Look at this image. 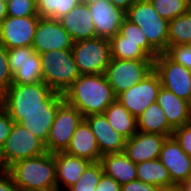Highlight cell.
<instances>
[{"label":"cell","mask_w":191,"mask_h":191,"mask_svg":"<svg viewBox=\"0 0 191 191\" xmlns=\"http://www.w3.org/2000/svg\"><path fill=\"white\" fill-rule=\"evenodd\" d=\"M63 98L85 117L104 114L116 96L105 74H81L65 90Z\"/></svg>","instance_id":"6da1fadb"},{"label":"cell","mask_w":191,"mask_h":191,"mask_svg":"<svg viewBox=\"0 0 191 191\" xmlns=\"http://www.w3.org/2000/svg\"><path fill=\"white\" fill-rule=\"evenodd\" d=\"M6 171L20 191H57L56 165L52 153L45 152L19 160Z\"/></svg>","instance_id":"7a4b0ae2"},{"label":"cell","mask_w":191,"mask_h":191,"mask_svg":"<svg viewBox=\"0 0 191 191\" xmlns=\"http://www.w3.org/2000/svg\"><path fill=\"white\" fill-rule=\"evenodd\" d=\"M63 102V94L44 82L12 84L0 96V106L5 111L58 110Z\"/></svg>","instance_id":"3957f363"},{"label":"cell","mask_w":191,"mask_h":191,"mask_svg":"<svg viewBox=\"0 0 191 191\" xmlns=\"http://www.w3.org/2000/svg\"><path fill=\"white\" fill-rule=\"evenodd\" d=\"M40 55L43 82L53 91L64 93L81 75L72 50H52Z\"/></svg>","instance_id":"277c9868"},{"label":"cell","mask_w":191,"mask_h":191,"mask_svg":"<svg viewBox=\"0 0 191 191\" xmlns=\"http://www.w3.org/2000/svg\"><path fill=\"white\" fill-rule=\"evenodd\" d=\"M125 17L141 27L149 44L160 54L168 49L169 21L162 18L149 0L136 1L126 12Z\"/></svg>","instance_id":"5b68a950"},{"label":"cell","mask_w":191,"mask_h":191,"mask_svg":"<svg viewBox=\"0 0 191 191\" xmlns=\"http://www.w3.org/2000/svg\"><path fill=\"white\" fill-rule=\"evenodd\" d=\"M71 50L80 74H104L111 60L110 43L106 38L74 42Z\"/></svg>","instance_id":"8992f818"},{"label":"cell","mask_w":191,"mask_h":191,"mask_svg":"<svg viewBox=\"0 0 191 191\" xmlns=\"http://www.w3.org/2000/svg\"><path fill=\"white\" fill-rule=\"evenodd\" d=\"M47 152L45 144L19 123H14L10 135L0 150V158L6 170L13 163Z\"/></svg>","instance_id":"52a82bcc"},{"label":"cell","mask_w":191,"mask_h":191,"mask_svg":"<svg viewBox=\"0 0 191 191\" xmlns=\"http://www.w3.org/2000/svg\"><path fill=\"white\" fill-rule=\"evenodd\" d=\"M153 70V60L111 58L105 76L115 96L139 83Z\"/></svg>","instance_id":"ba28073f"},{"label":"cell","mask_w":191,"mask_h":191,"mask_svg":"<svg viewBox=\"0 0 191 191\" xmlns=\"http://www.w3.org/2000/svg\"><path fill=\"white\" fill-rule=\"evenodd\" d=\"M84 116L65 101L58 107L55 119L49 131L46 151L49 153L65 152L72 135L82 122Z\"/></svg>","instance_id":"9c48e42d"},{"label":"cell","mask_w":191,"mask_h":191,"mask_svg":"<svg viewBox=\"0 0 191 191\" xmlns=\"http://www.w3.org/2000/svg\"><path fill=\"white\" fill-rule=\"evenodd\" d=\"M153 70L163 88L191 103V70L174 62L165 53L158 54L153 60Z\"/></svg>","instance_id":"30bf717a"},{"label":"cell","mask_w":191,"mask_h":191,"mask_svg":"<svg viewBox=\"0 0 191 191\" xmlns=\"http://www.w3.org/2000/svg\"><path fill=\"white\" fill-rule=\"evenodd\" d=\"M7 55L13 84L43 82L40 55L32 46L7 49Z\"/></svg>","instance_id":"8fae6325"},{"label":"cell","mask_w":191,"mask_h":191,"mask_svg":"<svg viewBox=\"0 0 191 191\" xmlns=\"http://www.w3.org/2000/svg\"><path fill=\"white\" fill-rule=\"evenodd\" d=\"M160 88V79L152 70L139 83L118 94L116 99L137 118L150 104L156 102Z\"/></svg>","instance_id":"7c38bea8"},{"label":"cell","mask_w":191,"mask_h":191,"mask_svg":"<svg viewBox=\"0 0 191 191\" xmlns=\"http://www.w3.org/2000/svg\"><path fill=\"white\" fill-rule=\"evenodd\" d=\"M73 43L70 34L58 19L39 17L32 45L38 54L52 50H69Z\"/></svg>","instance_id":"4fadbf2b"},{"label":"cell","mask_w":191,"mask_h":191,"mask_svg":"<svg viewBox=\"0 0 191 191\" xmlns=\"http://www.w3.org/2000/svg\"><path fill=\"white\" fill-rule=\"evenodd\" d=\"M39 16L11 17L0 25V44L7 49L33 45Z\"/></svg>","instance_id":"5bb4252c"},{"label":"cell","mask_w":191,"mask_h":191,"mask_svg":"<svg viewBox=\"0 0 191 191\" xmlns=\"http://www.w3.org/2000/svg\"><path fill=\"white\" fill-rule=\"evenodd\" d=\"M95 26L96 37L110 39L119 33L125 12L109 0L86 2Z\"/></svg>","instance_id":"9a60e30c"},{"label":"cell","mask_w":191,"mask_h":191,"mask_svg":"<svg viewBox=\"0 0 191 191\" xmlns=\"http://www.w3.org/2000/svg\"><path fill=\"white\" fill-rule=\"evenodd\" d=\"M159 160L167 168L173 184H182L191 178V157L181 149L173 136L163 142Z\"/></svg>","instance_id":"2e32d148"},{"label":"cell","mask_w":191,"mask_h":191,"mask_svg":"<svg viewBox=\"0 0 191 191\" xmlns=\"http://www.w3.org/2000/svg\"><path fill=\"white\" fill-rule=\"evenodd\" d=\"M169 136L137 131L126 139L124 154L135 164L159 159L161 147Z\"/></svg>","instance_id":"e0dca14e"},{"label":"cell","mask_w":191,"mask_h":191,"mask_svg":"<svg viewBox=\"0 0 191 191\" xmlns=\"http://www.w3.org/2000/svg\"><path fill=\"white\" fill-rule=\"evenodd\" d=\"M84 119L95 135L101 156L124 152L126 138L109 124L104 114L85 116Z\"/></svg>","instance_id":"ac0fdd59"},{"label":"cell","mask_w":191,"mask_h":191,"mask_svg":"<svg viewBox=\"0 0 191 191\" xmlns=\"http://www.w3.org/2000/svg\"><path fill=\"white\" fill-rule=\"evenodd\" d=\"M58 20L74 42L96 37L95 26L86 2H80Z\"/></svg>","instance_id":"d6986e66"},{"label":"cell","mask_w":191,"mask_h":191,"mask_svg":"<svg viewBox=\"0 0 191 191\" xmlns=\"http://www.w3.org/2000/svg\"><path fill=\"white\" fill-rule=\"evenodd\" d=\"M56 165L57 191H66L81 177L89 160L70 155L66 152L53 153Z\"/></svg>","instance_id":"ffe728a7"},{"label":"cell","mask_w":191,"mask_h":191,"mask_svg":"<svg viewBox=\"0 0 191 191\" xmlns=\"http://www.w3.org/2000/svg\"><path fill=\"white\" fill-rule=\"evenodd\" d=\"M14 123H19L44 144L55 119L57 110L6 111Z\"/></svg>","instance_id":"44dd1931"},{"label":"cell","mask_w":191,"mask_h":191,"mask_svg":"<svg viewBox=\"0 0 191 191\" xmlns=\"http://www.w3.org/2000/svg\"><path fill=\"white\" fill-rule=\"evenodd\" d=\"M156 102L163 109L168 124L173 129L191 122V103L179 98L173 92L161 86Z\"/></svg>","instance_id":"7402d4cb"},{"label":"cell","mask_w":191,"mask_h":191,"mask_svg":"<svg viewBox=\"0 0 191 191\" xmlns=\"http://www.w3.org/2000/svg\"><path fill=\"white\" fill-rule=\"evenodd\" d=\"M65 152L90 162L100 161L101 155L95 135L85 119L78 125Z\"/></svg>","instance_id":"603a6c76"},{"label":"cell","mask_w":191,"mask_h":191,"mask_svg":"<svg viewBox=\"0 0 191 191\" xmlns=\"http://www.w3.org/2000/svg\"><path fill=\"white\" fill-rule=\"evenodd\" d=\"M100 162L104 173L120 185L137 179L136 164L124 152L105 154L101 156Z\"/></svg>","instance_id":"cb8c5ba5"},{"label":"cell","mask_w":191,"mask_h":191,"mask_svg":"<svg viewBox=\"0 0 191 191\" xmlns=\"http://www.w3.org/2000/svg\"><path fill=\"white\" fill-rule=\"evenodd\" d=\"M137 128L139 132L154 133L169 137L173 135L174 131L168 124L167 117L157 102L150 104L137 117Z\"/></svg>","instance_id":"d4e9b609"},{"label":"cell","mask_w":191,"mask_h":191,"mask_svg":"<svg viewBox=\"0 0 191 191\" xmlns=\"http://www.w3.org/2000/svg\"><path fill=\"white\" fill-rule=\"evenodd\" d=\"M104 115L109 124L126 139L131 138L137 131V118L134 117L117 99L105 110Z\"/></svg>","instance_id":"484cf974"},{"label":"cell","mask_w":191,"mask_h":191,"mask_svg":"<svg viewBox=\"0 0 191 191\" xmlns=\"http://www.w3.org/2000/svg\"><path fill=\"white\" fill-rule=\"evenodd\" d=\"M137 179L159 187L172 185L167 168L159 159L136 164Z\"/></svg>","instance_id":"4316f807"},{"label":"cell","mask_w":191,"mask_h":191,"mask_svg":"<svg viewBox=\"0 0 191 191\" xmlns=\"http://www.w3.org/2000/svg\"><path fill=\"white\" fill-rule=\"evenodd\" d=\"M191 45V10L169 21L168 46Z\"/></svg>","instance_id":"83f0119b"},{"label":"cell","mask_w":191,"mask_h":191,"mask_svg":"<svg viewBox=\"0 0 191 191\" xmlns=\"http://www.w3.org/2000/svg\"><path fill=\"white\" fill-rule=\"evenodd\" d=\"M119 34L122 36V42L136 43L151 59H155L159 54L148 42L141 27L124 18Z\"/></svg>","instance_id":"f1b7e54d"},{"label":"cell","mask_w":191,"mask_h":191,"mask_svg":"<svg viewBox=\"0 0 191 191\" xmlns=\"http://www.w3.org/2000/svg\"><path fill=\"white\" fill-rule=\"evenodd\" d=\"M111 58L122 60H153L136 43L122 42V36L117 33L109 39Z\"/></svg>","instance_id":"f546056e"},{"label":"cell","mask_w":191,"mask_h":191,"mask_svg":"<svg viewBox=\"0 0 191 191\" xmlns=\"http://www.w3.org/2000/svg\"><path fill=\"white\" fill-rule=\"evenodd\" d=\"M80 2L82 0H36V8L41 18L59 19Z\"/></svg>","instance_id":"4dcf8cb0"},{"label":"cell","mask_w":191,"mask_h":191,"mask_svg":"<svg viewBox=\"0 0 191 191\" xmlns=\"http://www.w3.org/2000/svg\"><path fill=\"white\" fill-rule=\"evenodd\" d=\"M103 173L104 171L100 161L91 162L79 180L66 191H95Z\"/></svg>","instance_id":"1f68e13d"},{"label":"cell","mask_w":191,"mask_h":191,"mask_svg":"<svg viewBox=\"0 0 191 191\" xmlns=\"http://www.w3.org/2000/svg\"><path fill=\"white\" fill-rule=\"evenodd\" d=\"M157 13L170 21L190 10V0H149Z\"/></svg>","instance_id":"d6a6232c"},{"label":"cell","mask_w":191,"mask_h":191,"mask_svg":"<svg viewBox=\"0 0 191 191\" xmlns=\"http://www.w3.org/2000/svg\"><path fill=\"white\" fill-rule=\"evenodd\" d=\"M6 6L7 15L11 17L39 16L36 0H9Z\"/></svg>","instance_id":"836d02e7"},{"label":"cell","mask_w":191,"mask_h":191,"mask_svg":"<svg viewBox=\"0 0 191 191\" xmlns=\"http://www.w3.org/2000/svg\"><path fill=\"white\" fill-rule=\"evenodd\" d=\"M13 84L8 63L7 48L0 44V96Z\"/></svg>","instance_id":"e575fe53"},{"label":"cell","mask_w":191,"mask_h":191,"mask_svg":"<svg viewBox=\"0 0 191 191\" xmlns=\"http://www.w3.org/2000/svg\"><path fill=\"white\" fill-rule=\"evenodd\" d=\"M165 54L174 62L191 70V45L168 46Z\"/></svg>","instance_id":"d590c367"},{"label":"cell","mask_w":191,"mask_h":191,"mask_svg":"<svg viewBox=\"0 0 191 191\" xmlns=\"http://www.w3.org/2000/svg\"><path fill=\"white\" fill-rule=\"evenodd\" d=\"M172 136L180 144L181 149L191 157V122L175 128Z\"/></svg>","instance_id":"8d00e7d4"},{"label":"cell","mask_w":191,"mask_h":191,"mask_svg":"<svg viewBox=\"0 0 191 191\" xmlns=\"http://www.w3.org/2000/svg\"><path fill=\"white\" fill-rule=\"evenodd\" d=\"M14 121L9 114L0 106V150L2 149L5 140L11 133Z\"/></svg>","instance_id":"74e56055"},{"label":"cell","mask_w":191,"mask_h":191,"mask_svg":"<svg viewBox=\"0 0 191 191\" xmlns=\"http://www.w3.org/2000/svg\"><path fill=\"white\" fill-rule=\"evenodd\" d=\"M158 187L156 185L148 184L142 182L138 179L121 185L120 191H157Z\"/></svg>","instance_id":"f35d334b"},{"label":"cell","mask_w":191,"mask_h":191,"mask_svg":"<svg viewBox=\"0 0 191 191\" xmlns=\"http://www.w3.org/2000/svg\"><path fill=\"white\" fill-rule=\"evenodd\" d=\"M120 189L121 185L115 179L103 173L95 191H120Z\"/></svg>","instance_id":"ab89813d"},{"label":"cell","mask_w":191,"mask_h":191,"mask_svg":"<svg viewBox=\"0 0 191 191\" xmlns=\"http://www.w3.org/2000/svg\"><path fill=\"white\" fill-rule=\"evenodd\" d=\"M0 191H20L6 170L0 173Z\"/></svg>","instance_id":"60d3db41"},{"label":"cell","mask_w":191,"mask_h":191,"mask_svg":"<svg viewBox=\"0 0 191 191\" xmlns=\"http://www.w3.org/2000/svg\"><path fill=\"white\" fill-rule=\"evenodd\" d=\"M116 7L126 12L138 0H109Z\"/></svg>","instance_id":"b9f144b4"},{"label":"cell","mask_w":191,"mask_h":191,"mask_svg":"<svg viewBox=\"0 0 191 191\" xmlns=\"http://www.w3.org/2000/svg\"><path fill=\"white\" fill-rule=\"evenodd\" d=\"M7 6L6 2L3 0H0V25L2 22L7 18Z\"/></svg>","instance_id":"7bdbcfd3"},{"label":"cell","mask_w":191,"mask_h":191,"mask_svg":"<svg viewBox=\"0 0 191 191\" xmlns=\"http://www.w3.org/2000/svg\"><path fill=\"white\" fill-rule=\"evenodd\" d=\"M157 191H184L181 184H172L165 187H159Z\"/></svg>","instance_id":"ee69618b"},{"label":"cell","mask_w":191,"mask_h":191,"mask_svg":"<svg viewBox=\"0 0 191 191\" xmlns=\"http://www.w3.org/2000/svg\"><path fill=\"white\" fill-rule=\"evenodd\" d=\"M181 186L183 187L184 191H191V178L184 181Z\"/></svg>","instance_id":"f6af8a7d"},{"label":"cell","mask_w":191,"mask_h":191,"mask_svg":"<svg viewBox=\"0 0 191 191\" xmlns=\"http://www.w3.org/2000/svg\"><path fill=\"white\" fill-rule=\"evenodd\" d=\"M3 171H5V169H4L2 160H1V158H0V173L3 172Z\"/></svg>","instance_id":"bcb514c9"},{"label":"cell","mask_w":191,"mask_h":191,"mask_svg":"<svg viewBox=\"0 0 191 191\" xmlns=\"http://www.w3.org/2000/svg\"><path fill=\"white\" fill-rule=\"evenodd\" d=\"M83 2H95L97 0H82Z\"/></svg>","instance_id":"7dc6e473"}]
</instances>
